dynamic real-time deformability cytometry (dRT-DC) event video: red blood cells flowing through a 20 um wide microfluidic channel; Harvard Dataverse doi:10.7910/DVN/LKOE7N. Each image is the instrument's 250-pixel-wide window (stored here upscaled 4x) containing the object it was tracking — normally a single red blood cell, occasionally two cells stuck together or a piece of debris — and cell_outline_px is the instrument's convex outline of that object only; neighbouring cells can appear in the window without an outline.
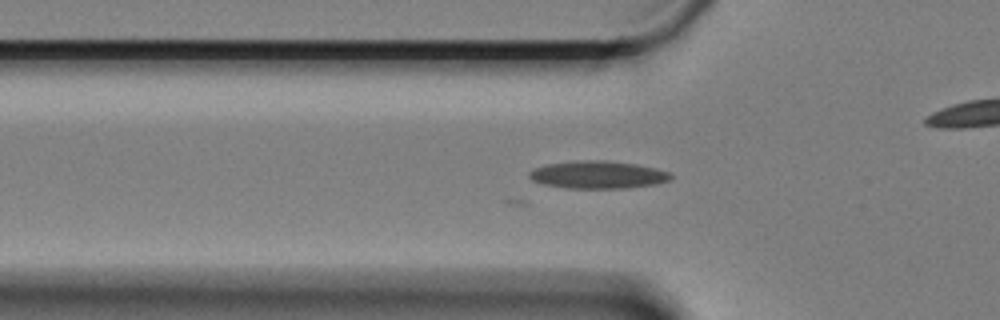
{"species": "Egyptian fruit bat (a non-hibernating species)", "species_latin": "Rousettus aegyptiacus", "temperature_condition": "cold", "stored_images_in_passage": 44, "camera_frame_rate_fps": 3000, "um_per_image_px": 0.085, "animal": {"sex": "female"}, "frame": {"image": 1, "passage_image": 3, "time_ms": 0.667, "image_size_px": [1000, 320], "cell_outline_px": [[672, 176], [668, 180], [656, 184], [628, 188], [564, 188], [544, 184], [532, 180], [528, 176], [528, 172], [536, 168], [548, 164], [592, 160], [636, 164], [656, 168], [672, 172]], "centroid_in_image_um": [50.85, 14.87], "position_along_channel_um": 75.0, "area_um2": 22.43}}
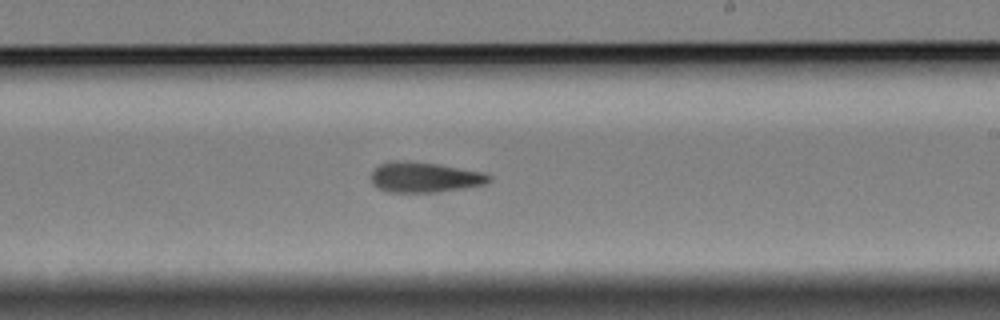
{"frame": {"image": 2, "passage_image": 19, "time_ms": 6.0, "image_size_px": [1000, 320], "cell_outline_px": [[492, 180], [484, 184], [464, 188], [436, 192], [392, 192], [380, 188], [372, 184], [372, 172], [380, 164], [388, 160], [408, 160], [440, 164], [484, 172], [492, 176]], "centroid_in_image_um": [36.12, 15.04], "position_along_channel_um": 252.9, "area_um2": 20.98}}
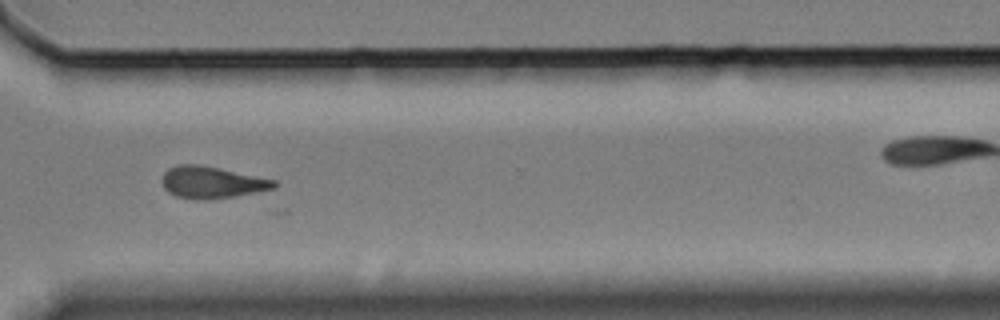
{"frame": {"image": 3, "passage_image": 28, "time_ms": 9.0, "image_size_px": [1000, 320], "cell_outline_px": [[280, 184], [276, 188], [256, 192], [208, 200], [196, 200], [176, 196], [168, 192], [164, 188], [160, 180], [164, 172], [168, 168], [176, 164], [200, 164], [220, 168], [276, 180]], "centroid_in_image_um": [17.98, 15.49], "position_along_channel_um": 352.6, "area_um2": 21.1}}